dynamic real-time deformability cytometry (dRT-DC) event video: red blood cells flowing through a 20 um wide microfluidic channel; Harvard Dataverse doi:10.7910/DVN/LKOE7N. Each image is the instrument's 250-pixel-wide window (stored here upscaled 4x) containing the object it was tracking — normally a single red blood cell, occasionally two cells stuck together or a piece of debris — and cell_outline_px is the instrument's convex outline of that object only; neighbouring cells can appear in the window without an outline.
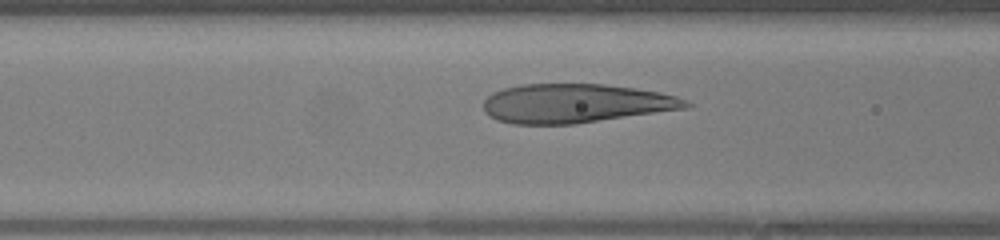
{"species": "human", "species_latin": "Homo sapiens", "temperature_condition": "warm", "stored_images_in_passage": 19, "camera_frame_rate_fps": 3000, "um_per_image_px": 0.085, "donor": {"sex": "female"}, "frame": {"image": 1, "passage_image": 9, "time_ms": 2.667, "image_size_px": [1000, 240], "cell_outline_px": [[692, 104], [684, 108], [576, 124], [512, 124], [496, 120], [488, 116], [484, 112], [484, 100], [492, 92], [504, 88], [520, 84], [604, 84], [636, 88], [660, 92], [676, 96]], "centroid_in_image_um": [48.85, 8.79], "position_along_channel_um": 117.8, "area_um2": 46.01}}
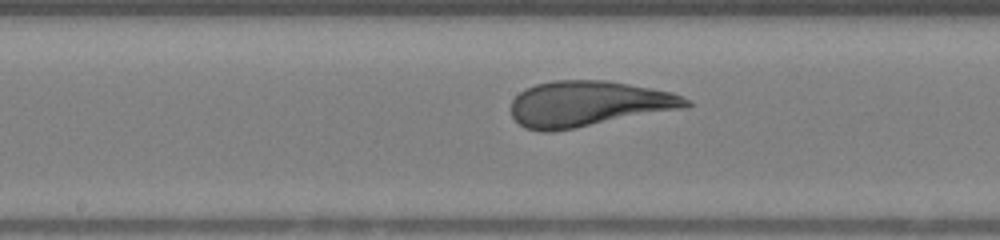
{"frame": {"image": 2, "passage_image": 14, "time_ms": 4.333, "image_size_px": [1000, 240], "cell_outline_px": [[692, 104], [688, 108], [576, 128], [552, 132], [540, 132], [524, 128], [512, 116], [512, 100], [520, 92], [536, 84], [552, 80], [608, 80], [652, 88], [672, 92], [692, 100]], "centroid_in_image_um": [50.07, 8.83], "position_along_channel_um": 198.1, "area_um2": 46.99}}
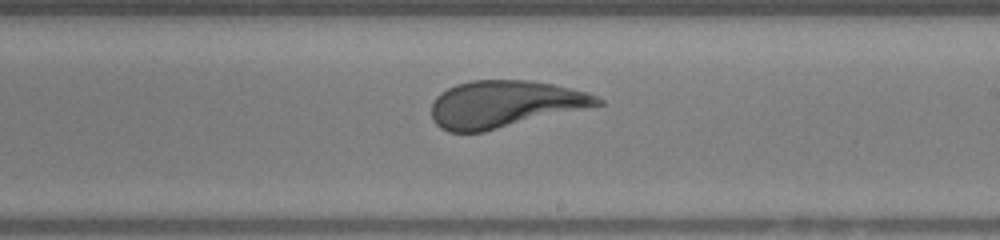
{"frame": {"image": 3, "passage_image": 17, "time_ms": 5.333, "image_size_px": [1000, 240], "cell_outline_px": [[604, 104], [484, 132], [448, 132], [440, 128], [432, 120], [432, 104], [436, 96], [440, 92], [456, 84], [472, 80], [528, 80], [552, 84], [588, 92], [604, 100]], "centroid_in_image_um": [42.87, 8.85], "position_along_channel_um": 246.1, "area_um2": 45.49}}